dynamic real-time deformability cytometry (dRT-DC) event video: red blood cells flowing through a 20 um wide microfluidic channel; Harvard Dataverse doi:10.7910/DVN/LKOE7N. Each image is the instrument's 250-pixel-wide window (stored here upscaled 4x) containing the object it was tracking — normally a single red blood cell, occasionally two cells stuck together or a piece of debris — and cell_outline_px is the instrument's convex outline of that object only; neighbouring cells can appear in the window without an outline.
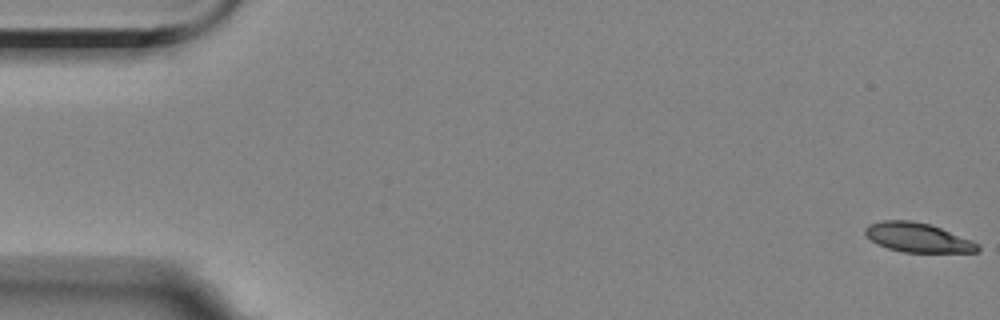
{"species": "Egyptian fruit bat (a non-hibernating species)", "species_latin": "Rousettus aegyptiacus", "temperature_condition": "room temperature", "stored_images_in_passage": 4, "camera_frame_rate_fps": 3000, "um_per_image_px": 0.085, "animal": {"sex": "female"}, "frame": {"image": 1, "passage_image": 1, "time_ms": 0.0, "image_size_px": [1000, 320], "cell_outline_px": [[980, 248], [976, 252], [904, 252], [888, 248], [876, 244], [864, 232], [864, 228], [868, 224], [884, 220], [912, 220], [928, 224], [940, 228], [972, 240], [980, 244]], "centroid_in_image_um": [78.0, 20.19], "position_along_channel_um": 7.0, "area_um2": 19.13}}